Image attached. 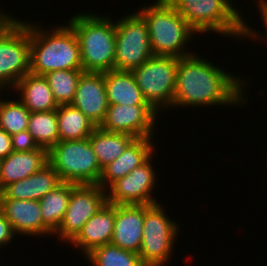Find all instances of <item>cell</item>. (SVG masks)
<instances>
[{
	"mask_svg": "<svg viewBox=\"0 0 267 266\" xmlns=\"http://www.w3.org/2000/svg\"><path fill=\"white\" fill-rule=\"evenodd\" d=\"M205 56L192 55L178 58L176 71L175 95L172 108L210 107V106H242L247 104L245 85L250 83L248 77L222 70ZM244 78V79H243ZM246 81V82H245ZM245 93V94H244ZM246 96V97H245ZM237 104V105H236Z\"/></svg>",
	"mask_w": 267,
	"mask_h": 266,
	"instance_id": "cell-1",
	"label": "cell"
},
{
	"mask_svg": "<svg viewBox=\"0 0 267 266\" xmlns=\"http://www.w3.org/2000/svg\"><path fill=\"white\" fill-rule=\"evenodd\" d=\"M33 23L30 22V73L82 70L79 41L69 24L47 30L46 26Z\"/></svg>",
	"mask_w": 267,
	"mask_h": 266,
	"instance_id": "cell-2",
	"label": "cell"
},
{
	"mask_svg": "<svg viewBox=\"0 0 267 266\" xmlns=\"http://www.w3.org/2000/svg\"><path fill=\"white\" fill-rule=\"evenodd\" d=\"M78 13L68 20L79 45L82 70L104 73L114 70L116 28L108 14Z\"/></svg>",
	"mask_w": 267,
	"mask_h": 266,
	"instance_id": "cell-3",
	"label": "cell"
},
{
	"mask_svg": "<svg viewBox=\"0 0 267 266\" xmlns=\"http://www.w3.org/2000/svg\"><path fill=\"white\" fill-rule=\"evenodd\" d=\"M138 13L147 24L153 55L181 58L194 54L186 45L198 33L168 0H154Z\"/></svg>",
	"mask_w": 267,
	"mask_h": 266,
	"instance_id": "cell-4",
	"label": "cell"
},
{
	"mask_svg": "<svg viewBox=\"0 0 267 266\" xmlns=\"http://www.w3.org/2000/svg\"><path fill=\"white\" fill-rule=\"evenodd\" d=\"M177 12L200 35L214 32L241 38L245 34L243 12L233 0H168ZM235 6V7H234ZM241 10V11H240Z\"/></svg>",
	"mask_w": 267,
	"mask_h": 266,
	"instance_id": "cell-5",
	"label": "cell"
},
{
	"mask_svg": "<svg viewBox=\"0 0 267 266\" xmlns=\"http://www.w3.org/2000/svg\"><path fill=\"white\" fill-rule=\"evenodd\" d=\"M9 14L0 9V88L4 91L30 73V22Z\"/></svg>",
	"mask_w": 267,
	"mask_h": 266,
	"instance_id": "cell-6",
	"label": "cell"
},
{
	"mask_svg": "<svg viewBox=\"0 0 267 266\" xmlns=\"http://www.w3.org/2000/svg\"><path fill=\"white\" fill-rule=\"evenodd\" d=\"M48 162L62 182L98 184L102 174L88 138L58 141L48 150Z\"/></svg>",
	"mask_w": 267,
	"mask_h": 266,
	"instance_id": "cell-7",
	"label": "cell"
},
{
	"mask_svg": "<svg viewBox=\"0 0 267 266\" xmlns=\"http://www.w3.org/2000/svg\"><path fill=\"white\" fill-rule=\"evenodd\" d=\"M159 203L144 204V225L139 251L145 266H164L174 255V246L180 226L165 212Z\"/></svg>",
	"mask_w": 267,
	"mask_h": 266,
	"instance_id": "cell-8",
	"label": "cell"
},
{
	"mask_svg": "<svg viewBox=\"0 0 267 266\" xmlns=\"http://www.w3.org/2000/svg\"><path fill=\"white\" fill-rule=\"evenodd\" d=\"M177 67L178 58L153 55L131 71L144 99L159 114L172 109Z\"/></svg>",
	"mask_w": 267,
	"mask_h": 266,
	"instance_id": "cell-9",
	"label": "cell"
},
{
	"mask_svg": "<svg viewBox=\"0 0 267 266\" xmlns=\"http://www.w3.org/2000/svg\"><path fill=\"white\" fill-rule=\"evenodd\" d=\"M115 28L114 70L132 71L153 56L147 24L137 11L115 21Z\"/></svg>",
	"mask_w": 267,
	"mask_h": 266,
	"instance_id": "cell-10",
	"label": "cell"
},
{
	"mask_svg": "<svg viewBox=\"0 0 267 266\" xmlns=\"http://www.w3.org/2000/svg\"><path fill=\"white\" fill-rule=\"evenodd\" d=\"M107 203V192L98 184L71 183V195L64 218L53 234L69 244L84 224Z\"/></svg>",
	"mask_w": 267,
	"mask_h": 266,
	"instance_id": "cell-11",
	"label": "cell"
},
{
	"mask_svg": "<svg viewBox=\"0 0 267 266\" xmlns=\"http://www.w3.org/2000/svg\"><path fill=\"white\" fill-rule=\"evenodd\" d=\"M153 153L145 162L107 189V202L113 205L159 203L154 196L157 174L152 165ZM109 190V191H108Z\"/></svg>",
	"mask_w": 267,
	"mask_h": 266,
	"instance_id": "cell-12",
	"label": "cell"
},
{
	"mask_svg": "<svg viewBox=\"0 0 267 266\" xmlns=\"http://www.w3.org/2000/svg\"><path fill=\"white\" fill-rule=\"evenodd\" d=\"M158 115L150 105H109L99 127L104 131L125 133L135 138H155Z\"/></svg>",
	"mask_w": 267,
	"mask_h": 266,
	"instance_id": "cell-13",
	"label": "cell"
},
{
	"mask_svg": "<svg viewBox=\"0 0 267 266\" xmlns=\"http://www.w3.org/2000/svg\"><path fill=\"white\" fill-rule=\"evenodd\" d=\"M71 104L99 127L109 106L104 73L84 72L78 81Z\"/></svg>",
	"mask_w": 267,
	"mask_h": 266,
	"instance_id": "cell-14",
	"label": "cell"
},
{
	"mask_svg": "<svg viewBox=\"0 0 267 266\" xmlns=\"http://www.w3.org/2000/svg\"><path fill=\"white\" fill-rule=\"evenodd\" d=\"M0 212L9 221L16 235L53 237V233L42 221L37 200L1 199Z\"/></svg>",
	"mask_w": 267,
	"mask_h": 266,
	"instance_id": "cell-15",
	"label": "cell"
},
{
	"mask_svg": "<svg viewBox=\"0 0 267 266\" xmlns=\"http://www.w3.org/2000/svg\"><path fill=\"white\" fill-rule=\"evenodd\" d=\"M144 225V204L115 205L111 244L139 253Z\"/></svg>",
	"mask_w": 267,
	"mask_h": 266,
	"instance_id": "cell-16",
	"label": "cell"
},
{
	"mask_svg": "<svg viewBox=\"0 0 267 266\" xmlns=\"http://www.w3.org/2000/svg\"><path fill=\"white\" fill-rule=\"evenodd\" d=\"M153 139L135 138L116 160L102 169L98 185L107 191L114 182L145 162L156 152Z\"/></svg>",
	"mask_w": 267,
	"mask_h": 266,
	"instance_id": "cell-17",
	"label": "cell"
},
{
	"mask_svg": "<svg viewBox=\"0 0 267 266\" xmlns=\"http://www.w3.org/2000/svg\"><path fill=\"white\" fill-rule=\"evenodd\" d=\"M115 221V205L106 203L84 224L81 231L70 242L86 256L94 248L110 244Z\"/></svg>",
	"mask_w": 267,
	"mask_h": 266,
	"instance_id": "cell-18",
	"label": "cell"
},
{
	"mask_svg": "<svg viewBox=\"0 0 267 266\" xmlns=\"http://www.w3.org/2000/svg\"><path fill=\"white\" fill-rule=\"evenodd\" d=\"M61 183L58 173L48 162L38 172L6 186L1 193V199L39 201Z\"/></svg>",
	"mask_w": 267,
	"mask_h": 266,
	"instance_id": "cell-19",
	"label": "cell"
},
{
	"mask_svg": "<svg viewBox=\"0 0 267 266\" xmlns=\"http://www.w3.org/2000/svg\"><path fill=\"white\" fill-rule=\"evenodd\" d=\"M47 163L48 150L43 147L26 152H11L0 160L1 193L9 184L31 176Z\"/></svg>",
	"mask_w": 267,
	"mask_h": 266,
	"instance_id": "cell-20",
	"label": "cell"
},
{
	"mask_svg": "<svg viewBox=\"0 0 267 266\" xmlns=\"http://www.w3.org/2000/svg\"><path fill=\"white\" fill-rule=\"evenodd\" d=\"M12 89L30 112L52 111L59 106L44 75L27 73Z\"/></svg>",
	"mask_w": 267,
	"mask_h": 266,
	"instance_id": "cell-21",
	"label": "cell"
},
{
	"mask_svg": "<svg viewBox=\"0 0 267 266\" xmlns=\"http://www.w3.org/2000/svg\"><path fill=\"white\" fill-rule=\"evenodd\" d=\"M104 78L109 105H149L131 71L110 70Z\"/></svg>",
	"mask_w": 267,
	"mask_h": 266,
	"instance_id": "cell-22",
	"label": "cell"
},
{
	"mask_svg": "<svg viewBox=\"0 0 267 266\" xmlns=\"http://www.w3.org/2000/svg\"><path fill=\"white\" fill-rule=\"evenodd\" d=\"M88 139L98 164L103 169L116 160L135 137L125 133L104 131L100 127H96Z\"/></svg>",
	"mask_w": 267,
	"mask_h": 266,
	"instance_id": "cell-23",
	"label": "cell"
},
{
	"mask_svg": "<svg viewBox=\"0 0 267 266\" xmlns=\"http://www.w3.org/2000/svg\"><path fill=\"white\" fill-rule=\"evenodd\" d=\"M57 110L59 141L89 138L97 127L72 104L59 105Z\"/></svg>",
	"mask_w": 267,
	"mask_h": 266,
	"instance_id": "cell-24",
	"label": "cell"
},
{
	"mask_svg": "<svg viewBox=\"0 0 267 266\" xmlns=\"http://www.w3.org/2000/svg\"><path fill=\"white\" fill-rule=\"evenodd\" d=\"M70 195L71 183L62 182L39 200L42 221L53 234L64 218Z\"/></svg>",
	"mask_w": 267,
	"mask_h": 266,
	"instance_id": "cell-25",
	"label": "cell"
},
{
	"mask_svg": "<svg viewBox=\"0 0 267 266\" xmlns=\"http://www.w3.org/2000/svg\"><path fill=\"white\" fill-rule=\"evenodd\" d=\"M27 130L39 147L49 150L59 141L57 110L30 112Z\"/></svg>",
	"mask_w": 267,
	"mask_h": 266,
	"instance_id": "cell-26",
	"label": "cell"
},
{
	"mask_svg": "<svg viewBox=\"0 0 267 266\" xmlns=\"http://www.w3.org/2000/svg\"><path fill=\"white\" fill-rule=\"evenodd\" d=\"M85 259L92 266H145L138 253L121 249L111 243L94 248Z\"/></svg>",
	"mask_w": 267,
	"mask_h": 266,
	"instance_id": "cell-27",
	"label": "cell"
},
{
	"mask_svg": "<svg viewBox=\"0 0 267 266\" xmlns=\"http://www.w3.org/2000/svg\"><path fill=\"white\" fill-rule=\"evenodd\" d=\"M83 70H55L44 75L58 105L71 104Z\"/></svg>",
	"mask_w": 267,
	"mask_h": 266,
	"instance_id": "cell-28",
	"label": "cell"
},
{
	"mask_svg": "<svg viewBox=\"0 0 267 266\" xmlns=\"http://www.w3.org/2000/svg\"><path fill=\"white\" fill-rule=\"evenodd\" d=\"M0 97V128L11 136L26 130L30 111L18 100Z\"/></svg>",
	"mask_w": 267,
	"mask_h": 266,
	"instance_id": "cell-29",
	"label": "cell"
},
{
	"mask_svg": "<svg viewBox=\"0 0 267 266\" xmlns=\"http://www.w3.org/2000/svg\"><path fill=\"white\" fill-rule=\"evenodd\" d=\"M11 139L14 152H26L39 148L27 129L12 135Z\"/></svg>",
	"mask_w": 267,
	"mask_h": 266,
	"instance_id": "cell-30",
	"label": "cell"
},
{
	"mask_svg": "<svg viewBox=\"0 0 267 266\" xmlns=\"http://www.w3.org/2000/svg\"><path fill=\"white\" fill-rule=\"evenodd\" d=\"M14 236H17L14 233V230L9 223V221L5 218V216L0 212V249H2L8 245L10 242H13ZM8 244V245H7ZM6 245V246H5Z\"/></svg>",
	"mask_w": 267,
	"mask_h": 266,
	"instance_id": "cell-31",
	"label": "cell"
},
{
	"mask_svg": "<svg viewBox=\"0 0 267 266\" xmlns=\"http://www.w3.org/2000/svg\"><path fill=\"white\" fill-rule=\"evenodd\" d=\"M11 152H13L11 135L0 128V160Z\"/></svg>",
	"mask_w": 267,
	"mask_h": 266,
	"instance_id": "cell-32",
	"label": "cell"
},
{
	"mask_svg": "<svg viewBox=\"0 0 267 266\" xmlns=\"http://www.w3.org/2000/svg\"><path fill=\"white\" fill-rule=\"evenodd\" d=\"M263 22V27H264V29H265V33H264V36H260V34L259 33H261V32H259V31H257L256 29L257 28H252L251 26H249V23L247 22V23H245V34H244V38L245 39H249L250 41L251 40H254L255 42L256 41H259V39H260V41H263L264 39L266 40L267 38V20H262ZM257 31V32H256ZM266 35V36H265ZM265 37V38H264ZM256 39V40H255ZM263 39V40H262ZM266 42V44H267V40L265 41Z\"/></svg>",
	"mask_w": 267,
	"mask_h": 266,
	"instance_id": "cell-33",
	"label": "cell"
},
{
	"mask_svg": "<svg viewBox=\"0 0 267 266\" xmlns=\"http://www.w3.org/2000/svg\"><path fill=\"white\" fill-rule=\"evenodd\" d=\"M258 2V3H257ZM257 6H258V12L259 16H261L262 20H267V0H259L256 1Z\"/></svg>",
	"mask_w": 267,
	"mask_h": 266,
	"instance_id": "cell-34",
	"label": "cell"
}]
</instances>
